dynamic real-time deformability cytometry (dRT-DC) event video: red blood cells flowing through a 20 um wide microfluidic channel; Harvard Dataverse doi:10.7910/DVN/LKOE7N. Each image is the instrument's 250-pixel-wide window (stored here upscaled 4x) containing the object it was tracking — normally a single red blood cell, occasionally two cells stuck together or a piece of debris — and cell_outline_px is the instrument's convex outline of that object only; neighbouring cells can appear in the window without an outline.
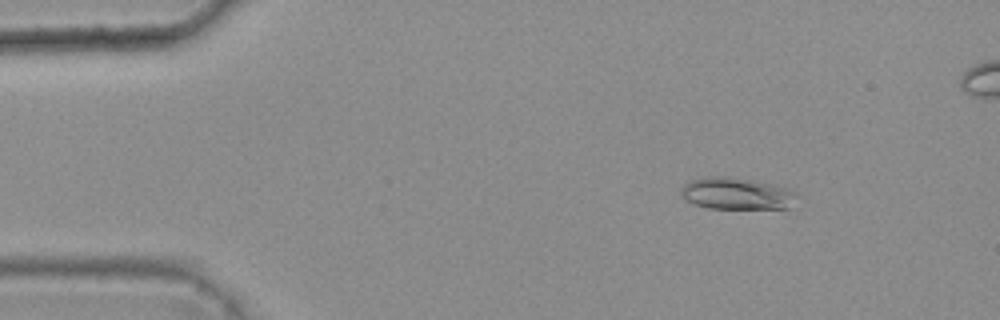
{"species": "common noctule bat (a hibernating species)", "species_latin": "Nyctalus noctula", "temperature_condition": "warm", "stored_images_in_passage": 5, "camera_frame_rate_fps": 3000, "um_per_image_px": 0.085, "animal": {"sex": "female", "body_mass_g": 25.1}, "frame": {"image": 1, "passage_image": 2, "time_ms": 0.333, "image_size_px": [1000, 320], "cell_outline_px": [[796, 196], [788, 208], [708, 208], [684, 200], [680, 192], [680, 188], [688, 180], [708, 176], [724, 176], [752, 180], [776, 184], [788, 188]], "centroid_in_image_um": [62.54, 16.43], "position_along_channel_um": 22.5, "area_um2": 21.44}}